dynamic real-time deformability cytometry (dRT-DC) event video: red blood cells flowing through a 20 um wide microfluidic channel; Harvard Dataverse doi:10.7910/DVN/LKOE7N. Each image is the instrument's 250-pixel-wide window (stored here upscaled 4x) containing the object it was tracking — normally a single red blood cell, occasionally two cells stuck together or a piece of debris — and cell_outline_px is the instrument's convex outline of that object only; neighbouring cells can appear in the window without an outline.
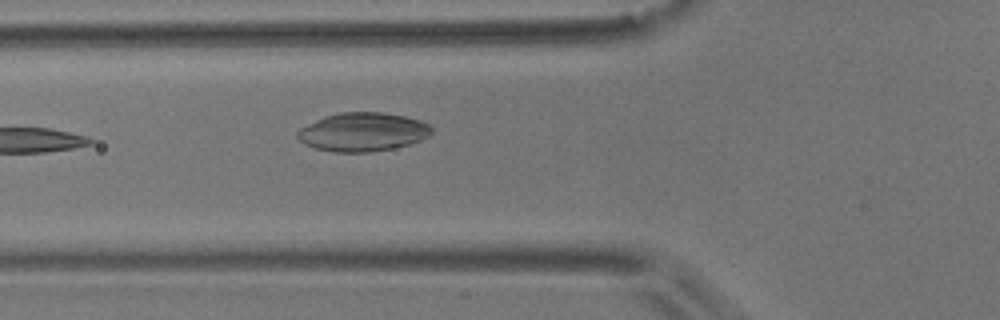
{"species": "common noctule bat (a hibernating species)", "species_latin": "Nyctalus noctula", "temperature_condition": "room temperature", "stored_images_in_passage": 3, "camera_frame_rate_fps": 3000, "um_per_image_px": 0.085, "animal": {"sex": "male", "body_mass_g": 17.9}, "frame": {"image": 1, "passage_image": 3, "time_ms": 2.667, "image_size_px": [1000, 320], "cell_outline_px": [[432, 132], [428, 136], [420, 140], [408, 144], [392, 148], [368, 152], [332, 152], [316, 148], [304, 144], [296, 136], [296, 132], [300, 128], [324, 116], [340, 112], [384, 112], [404, 116], [420, 120], [428, 124], [432, 128]], "centroid_in_image_um": [30.81, 11.21], "position_along_channel_um": 95.0, "area_um2": 30.17}}